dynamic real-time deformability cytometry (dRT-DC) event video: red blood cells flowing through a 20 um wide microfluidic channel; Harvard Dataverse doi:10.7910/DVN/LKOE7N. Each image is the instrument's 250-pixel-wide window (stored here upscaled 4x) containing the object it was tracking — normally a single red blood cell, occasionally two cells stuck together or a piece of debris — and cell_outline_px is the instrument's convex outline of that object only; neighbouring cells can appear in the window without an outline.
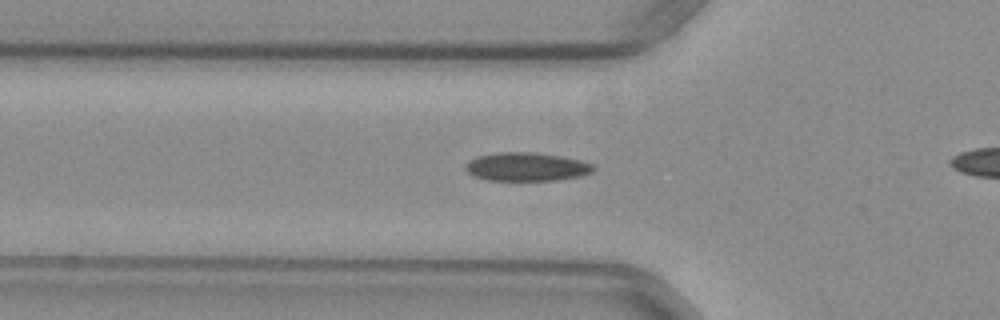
{"species": "common noctule bat (a hibernating species)", "species_latin": "Nyctalus noctula", "temperature_condition": "warm", "stored_images_in_passage": 38, "camera_frame_rate_fps": 3000, "um_per_image_px": 0.085, "animal": {"sex": "female", "body_mass_g": 29.2, "forearm_length_mm": 56.3}, "frame": {"image": 1, "passage_image": 13, "time_ms": 4.0, "image_size_px": [1000, 320], "cell_outline_px": [[596, 168], [592, 172], [580, 176], [556, 180], [488, 180], [476, 176], [468, 172], [464, 168], [468, 160], [480, 156], [500, 152], [528, 152], [560, 156], [580, 160], [592, 164]], "centroid_in_image_um": [44.77, 14.18], "position_along_channel_um": 81.0, "area_um2": 20.98}}
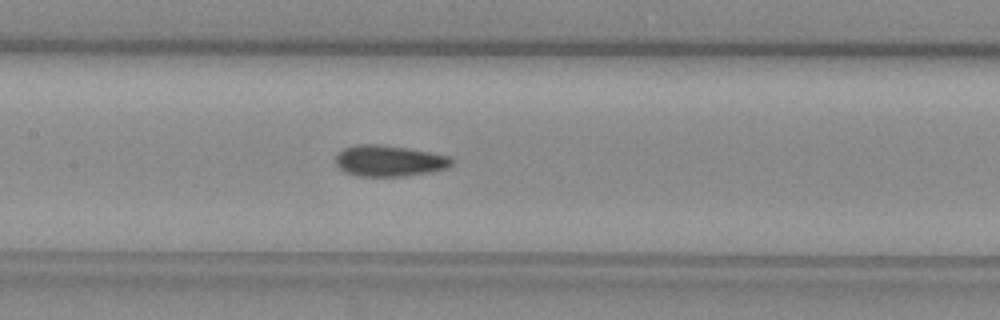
{"frame": {"image": 2, "passage_image": 20, "time_ms": 6.333, "image_size_px": [1000, 320], "cell_outline_px": [[452, 164], [448, 168], [432, 172], [404, 176], [360, 176], [344, 172], [336, 164], [336, 156], [344, 148], [356, 144], [380, 144], [408, 148], [448, 156], [452, 160]], "centroid_in_image_um": [33.08, 13.67], "position_along_channel_um": 174.3, "area_um2": 20.98}}
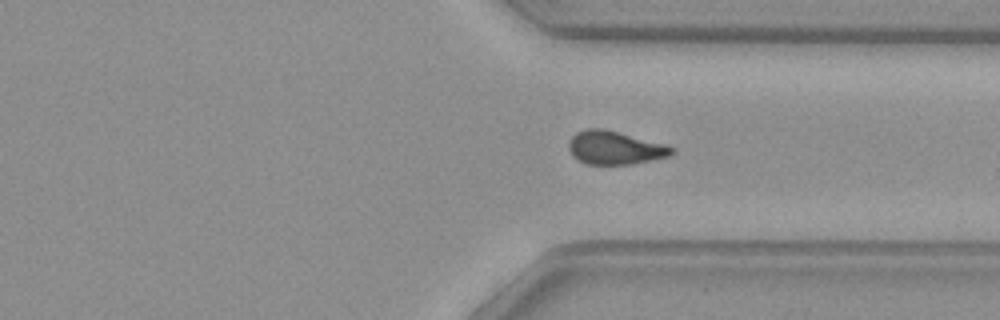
{"frame": {"image": 3, "passage_image": 34, "time_ms": 11.0, "image_size_px": [1000, 320], "cell_outline_px": [[676, 152], [668, 156], [632, 164], [588, 164], [572, 156], [568, 148], [568, 140], [576, 132], [588, 128], [604, 128], [664, 144], [672, 148]], "centroid_in_image_um": [52.22, 12.55], "position_along_channel_um": 359.2, "area_um2": 19.88}}